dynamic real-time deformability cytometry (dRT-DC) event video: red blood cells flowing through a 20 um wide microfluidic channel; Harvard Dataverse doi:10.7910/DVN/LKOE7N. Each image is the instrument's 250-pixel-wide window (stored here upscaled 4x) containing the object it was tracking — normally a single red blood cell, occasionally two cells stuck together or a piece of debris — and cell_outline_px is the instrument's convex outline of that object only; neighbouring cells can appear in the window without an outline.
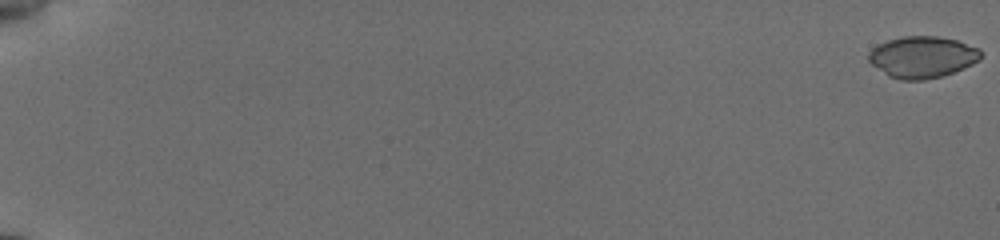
{"species": "common noctule bat (a hibernating species)", "species_latin": "Nyctalus noctula", "temperature_condition": "cold", "stored_images_in_passage": 57, "camera_frame_rate_fps": 3000, "um_per_image_px": 0.085, "animal": {"sex": "female", "body_mass_g": 19.5, "forearm_length_mm": 54.1}, "frame": {"image": 1, "passage_image": 1, "time_ms": 0.0, "image_size_px": [1000, 240], "cell_outline_px": [[980, 60], [972, 64], [952, 72], [940, 76], [924, 80], [900, 80], [888, 76], [872, 64], [868, 60], [868, 52], [872, 48], [888, 40], [904, 36], [936, 36], [956, 40], [980, 48]], "centroid_in_image_um": [78.38, 4.84], "position_along_channel_um": 6.6, "area_um2": 26.99}}
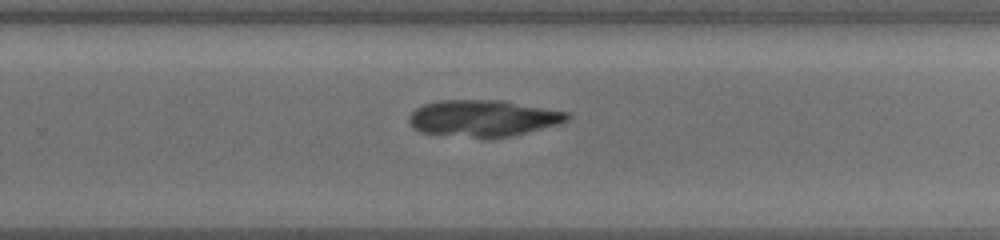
{"frame": {"image": 2, "passage_image": 40, "time_ms": 13.0, "image_size_px": [1000, 240], "cell_outline_px": [[572, 116], [568, 120], [556, 124], [508, 136], [472, 136], [420, 132], [412, 128], [408, 120], [408, 116], [416, 108], [424, 104], [440, 100], [504, 100], [568, 112]], "centroid_in_image_um": [41.04, 10.01], "position_along_channel_um": 288.8, "area_um2": 32.95}}
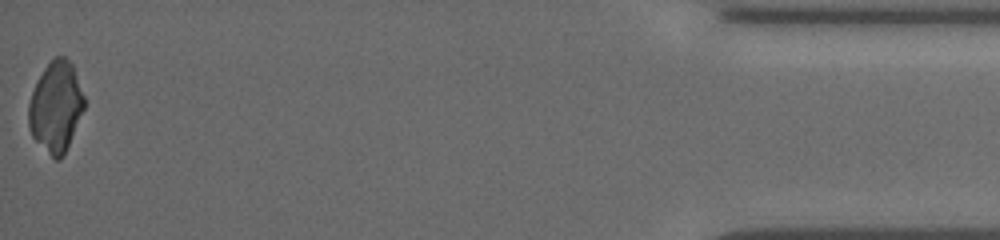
{"frame": {"image": 3, "passage_image": 57, "time_ms": 18.667, "image_size_px": [1000, 240], "cell_outline_px": [[84, 108], [68, 144], [60, 160], [56, 160], [32, 136], [28, 124], [28, 104], [32, 92], [44, 68], [56, 56], [64, 56], [72, 64], [84, 96]], "centroid_in_image_um": [4.73, 9.06], "position_along_channel_um": 430.5, "area_um2": 28.61}}